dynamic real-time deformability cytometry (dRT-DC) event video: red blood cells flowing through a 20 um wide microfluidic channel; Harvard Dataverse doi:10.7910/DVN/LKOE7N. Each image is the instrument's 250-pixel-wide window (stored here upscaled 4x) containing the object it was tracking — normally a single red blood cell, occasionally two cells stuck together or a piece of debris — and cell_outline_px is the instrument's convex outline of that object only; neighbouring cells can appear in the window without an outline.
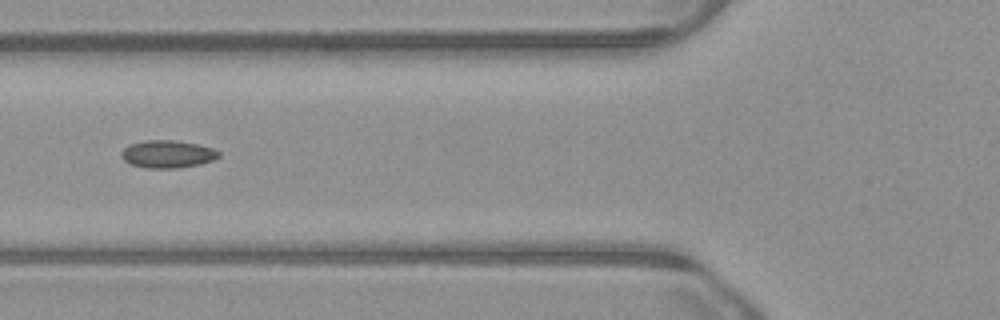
{"species": "common noctule bat (a hibernating species)", "species_latin": "Nyctalus noctula", "temperature_condition": "warm", "stored_images_in_passage": 52, "camera_frame_rate_fps": 3000, "um_per_image_px": 0.085, "animal": {"sex": "male", "body_mass_g": 23.1, "forearm_length_mm": 52.7}, "frame": {"image": 1, "passage_image": 19, "time_ms": 6.0, "image_size_px": [1000, 320], "cell_outline_px": [[220, 156], [212, 160], [200, 164], [176, 168], [144, 168], [132, 164], [124, 160], [120, 156], [120, 152], [128, 144], [144, 140], [176, 140], [196, 144], [212, 148], [220, 152]], "centroid_in_image_um": [14.2, 13.09], "position_along_channel_um": 111.6, "area_um2": 15.72}}
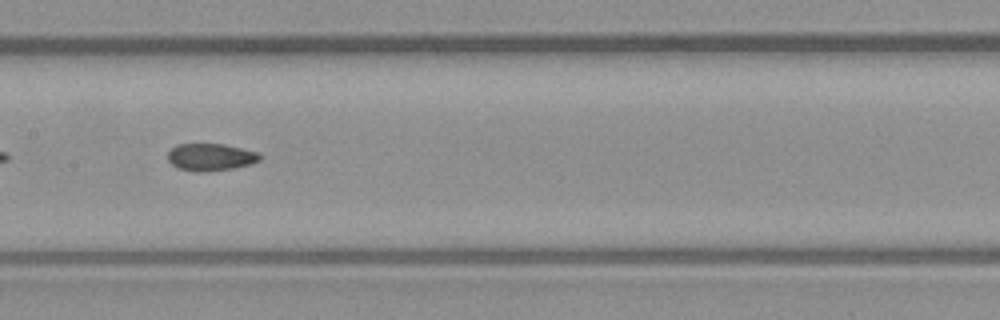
{"frame": {"image": 2, "passage_image": 25, "time_ms": 8.0, "image_size_px": [1000, 320], "cell_outline_px": [[264, 156], [260, 160], [252, 164], [232, 168], [200, 172], [180, 168], [172, 164], [168, 160], [168, 152], [176, 144], [224, 144], [260, 152]], "centroid_in_image_um": [17.96, 13.34], "position_along_channel_um": 189.4, "area_um2": 14.62}}
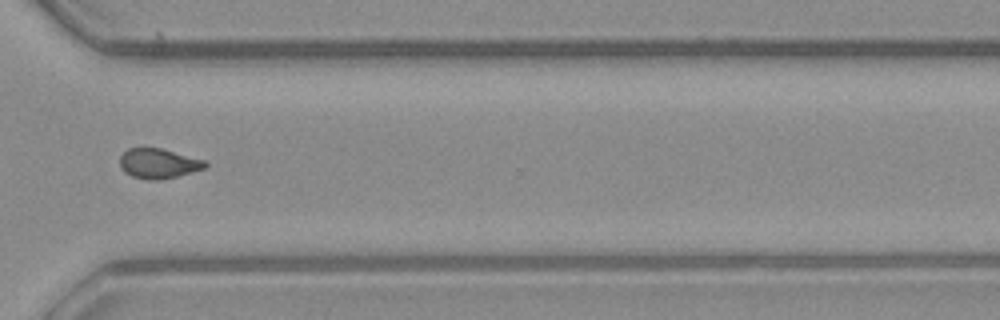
{"frame": {"image": 3, "passage_image": 38, "time_ms": 12.333, "image_size_px": [1000, 320], "cell_outline_px": [[208, 164], [204, 168], [176, 176], [160, 180], [148, 180], [132, 176], [124, 172], [120, 168], [120, 156], [128, 148], [160, 148], [208, 160]], "centroid_in_image_um": [13.47, 13.89], "position_along_channel_um": 357.1, "area_um2": 14.91}, "authors_computed_cell_mechanics": {"area_um2": 15.2592, "velocity_mm_per_s": 3.8824, "shape_relaxation_time_tau1_ms": null, "shape_relaxation_time_tau2_ms": 2.3428, "deformation_change_tau1": null, "deformation_change_tau2": 0.077}}